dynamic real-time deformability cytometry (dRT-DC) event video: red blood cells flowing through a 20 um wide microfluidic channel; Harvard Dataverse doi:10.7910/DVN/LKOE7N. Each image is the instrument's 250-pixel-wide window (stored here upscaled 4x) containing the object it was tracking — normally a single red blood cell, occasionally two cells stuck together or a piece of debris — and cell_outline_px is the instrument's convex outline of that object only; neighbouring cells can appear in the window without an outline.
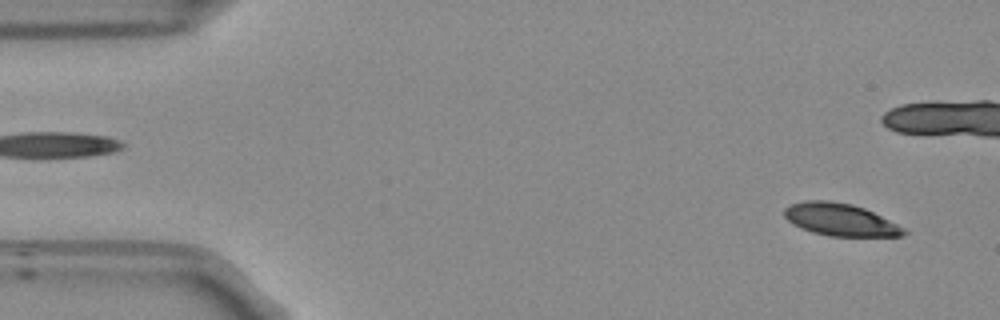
{"species": "Egyptian fruit bat (a non-hibernating species)", "species_latin": "Rousettus aegyptiacus", "temperature_condition": "room temperature", "stored_images_in_passage": 53, "camera_frame_rate_fps": 3000, "um_per_image_px": 0.085, "frame": {"image": 1, "passage_image": 3, "time_ms": 0.667, "image_size_px": [1000, 320], "cell_outline_px": [[908, 232], [904, 236], [828, 236], [812, 232], [800, 228], [792, 224], [784, 216], [784, 208], [788, 204], [804, 200], [832, 200], [852, 204], [864, 208], [904, 228]], "centroid_in_image_um": [71.36, 18.66], "position_along_channel_um": 13.6, "area_um2": 22.66}}
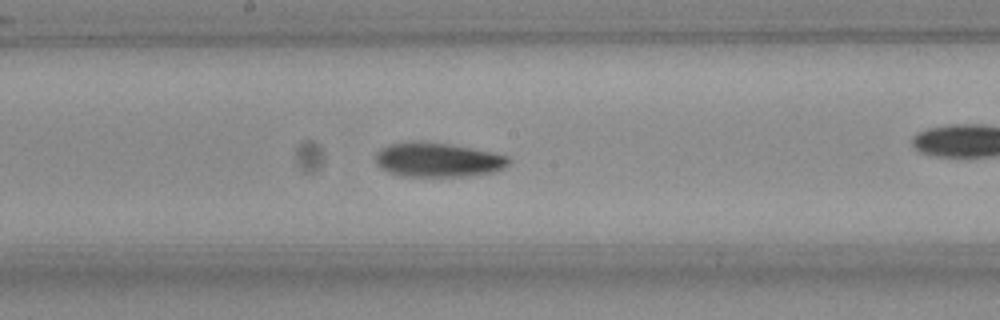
{"frame": {"image": 2, "passage_image": 27, "time_ms": 8.667, "image_size_px": [1000, 320], "cell_outline_px": [[512, 164], [496, 172], [464, 176], [404, 176], [392, 172], [376, 164], [376, 152], [380, 148], [388, 144], [412, 140], [420, 140], [448, 144], [472, 148], [492, 152], [508, 156], [512, 160]], "centroid_in_image_um": [37.26, 13.56], "position_along_channel_um": 210.9, "area_um2": 26.88}}
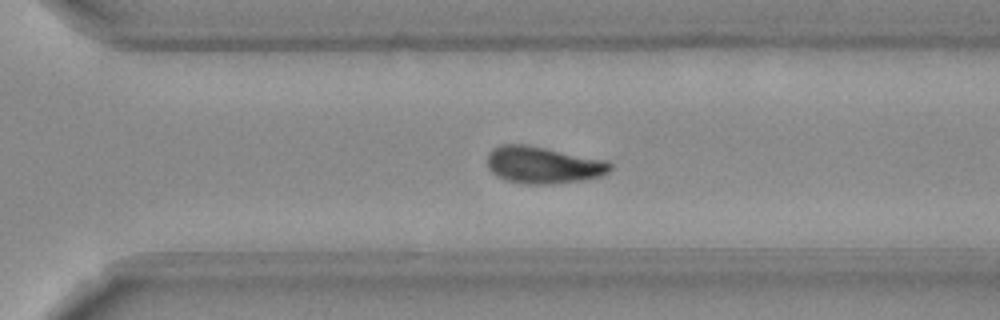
{"frame": {"image": 3, "passage_image": 36, "time_ms": 11.667, "image_size_px": [1000, 320], "cell_outline_px": [[612, 168], [608, 172], [600, 176], [580, 180], [552, 184], [524, 184], [504, 180], [496, 176], [488, 168], [488, 152], [492, 148], [504, 144], [524, 144], [608, 160], [612, 164]], "centroid_in_image_um": [46.15, 14.02], "position_along_channel_um": 324.5, "area_um2": 26.53}, "authors_computed_cell_mechanics": {"area_um2": 25.2586, "velocity_mm_per_s": 3.7952, "shape_relaxation_time_tau1_ms": 4.6008, "shape_relaxation_time_tau2_ms": null, "deformation_change_tau1": 0.1425, "deformation_change_tau2": null}}